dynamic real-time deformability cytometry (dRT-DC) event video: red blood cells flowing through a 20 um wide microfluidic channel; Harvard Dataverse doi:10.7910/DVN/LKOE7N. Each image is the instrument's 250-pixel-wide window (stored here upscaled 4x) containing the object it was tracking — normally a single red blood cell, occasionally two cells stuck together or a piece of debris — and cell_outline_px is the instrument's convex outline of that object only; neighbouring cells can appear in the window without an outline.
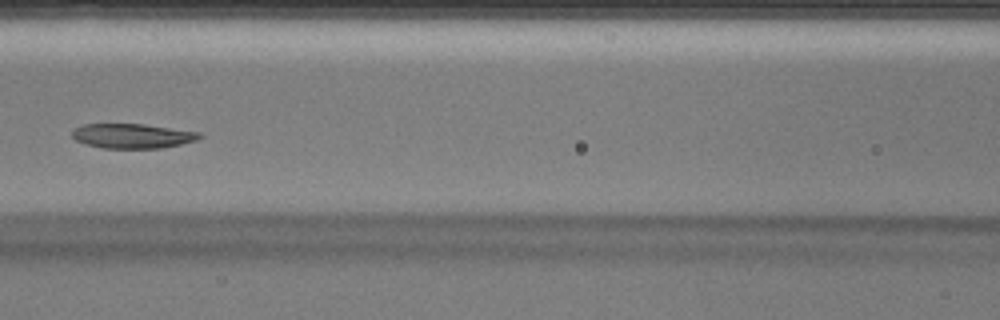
{"species": "Egyptian fruit bat (a non-hibernating species)", "species_latin": "Rousettus aegyptiacus", "temperature_condition": "warm", "stored_images_in_passage": 46, "camera_frame_rate_fps": 3000, "um_per_image_px": 0.085, "animal": {"sex": "male"}, "frame": {"image": 1, "passage_image": 20, "time_ms": 6.333, "image_size_px": [1000, 320], "cell_outline_px": [[204, 136], [196, 140], [180, 144], [160, 148], [104, 148], [88, 144], [76, 140], [72, 136], [72, 132], [76, 128], [84, 124], [144, 124], [200, 132]], "centroid_in_image_um": [11.29, 11.55], "position_along_channel_um": 155.3, "area_um2": 18.09}}